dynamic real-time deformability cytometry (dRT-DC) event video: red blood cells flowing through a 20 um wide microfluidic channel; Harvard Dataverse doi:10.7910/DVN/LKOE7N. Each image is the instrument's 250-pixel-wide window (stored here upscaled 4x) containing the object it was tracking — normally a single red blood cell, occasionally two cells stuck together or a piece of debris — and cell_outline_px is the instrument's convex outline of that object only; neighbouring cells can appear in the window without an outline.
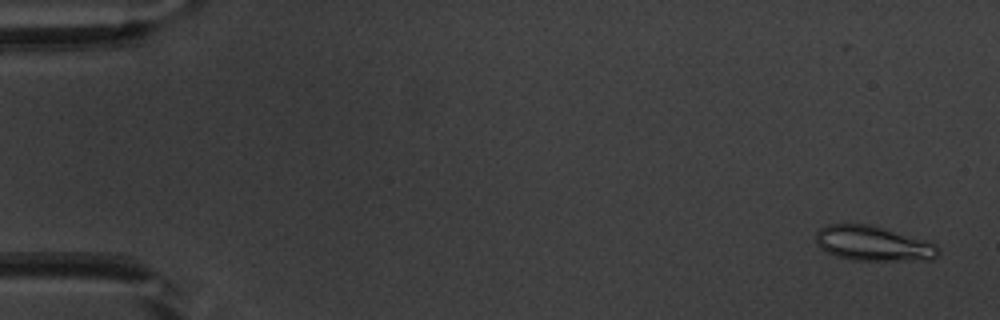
{"species": "common noctule bat (a hibernating species)", "species_latin": "Nyctalus noctula", "temperature_condition": "warm", "stored_images_in_passage": 54, "camera_frame_rate_fps": 3000, "um_per_image_px": 0.085, "animal": {"sex": "male", "body_mass_g": 20.1, "forearm_length_mm": 53.5}, "frame": {"image": 1, "passage_image": 3, "time_ms": 0.667, "image_size_px": [1000, 320], "cell_outline_px": [[940, 252], [932, 260], [852, 260], [836, 256], [820, 248], [816, 240], [816, 232], [820, 228], [828, 224], [868, 224], [884, 228], [924, 240], [936, 244], [940, 248]], "centroid_in_image_um": [74.22, 20.7], "position_along_channel_um": 10.8, "area_um2": 24.8}}
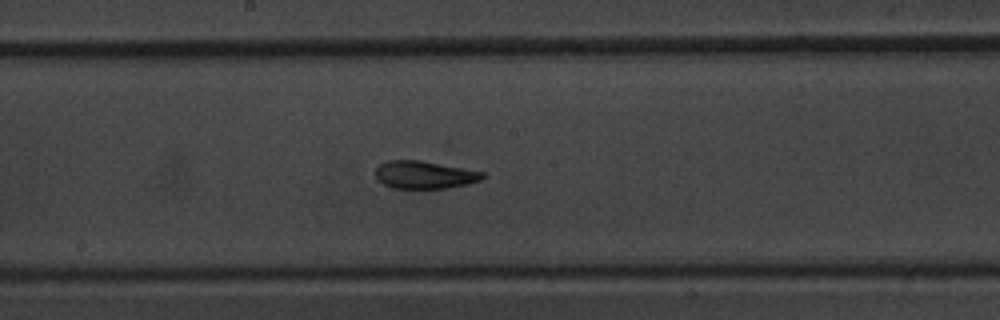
{"frame": {"image": 2, "passage_image": 30, "time_ms": 9.667, "image_size_px": [1000, 320], "cell_outline_px": [[484, 176], [480, 180], [468, 184], [448, 188], [392, 188], [384, 184], [376, 176], [376, 168], [380, 164], [388, 160], [420, 160], [464, 168], [484, 172]], "centroid_in_image_um": [36.09, 14.85], "position_along_channel_um": 212.1, "area_um2": 17.17}}
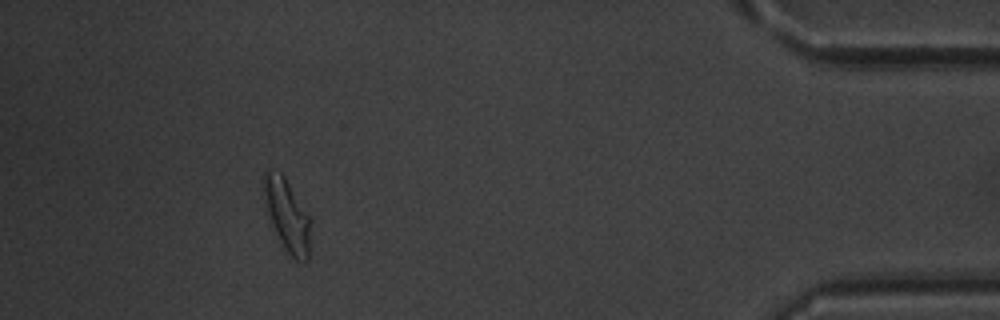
{"frame": {"image": 3, "passage_image": 50, "time_ms": 16.333, "image_size_px": [1000, 320], "cell_outline_px": [[312, 220], [308, 260], [304, 264], [296, 260], [284, 248], [272, 224], [268, 212], [260, 180], [264, 172], [268, 168], [280, 172], [284, 176], [308, 212]], "centroid_in_image_um": [24.42, 18.26], "position_along_channel_um": 410.8, "area_um2": 20.11}}